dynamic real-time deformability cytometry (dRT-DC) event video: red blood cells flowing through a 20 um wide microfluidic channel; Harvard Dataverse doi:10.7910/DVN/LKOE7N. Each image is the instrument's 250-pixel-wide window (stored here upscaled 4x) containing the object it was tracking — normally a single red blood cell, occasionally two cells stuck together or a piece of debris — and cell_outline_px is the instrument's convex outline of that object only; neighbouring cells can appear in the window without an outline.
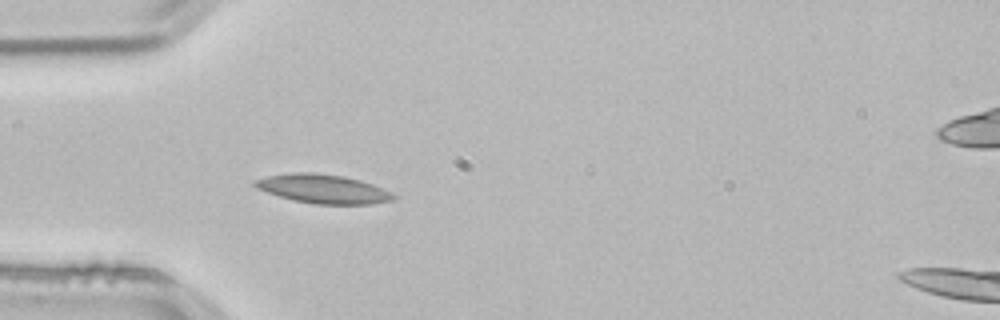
{"species": "common noctule bat (a hibernating species)", "species_latin": "Nyctalus noctula", "temperature_condition": "room temperature", "stored_images_in_passage": 34, "camera_frame_rate_fps": 3000, "um_per_image_px": 0.085, "animal": {"sex": "male", "body_mass_g": 21.5, "forearm_length_mm": 52.0}, "frame": {"image": 1, "passage_image": 1, "time_ms": 0.0, "image_size_px": [1000, 320], "cell_outline_px": [[400, 196], [392, 200], [372, 204], [312, 204], [292, 200], [256, 188], [252, 184], [252, 180], [268, 176], [292, 172], [316, 172], [344, 176], [360, 180], [372, 184], [392, 192]], "centroid_in_image_um": [27.47, 16.05], "position_along_channel_um": 57.5, "area_um2": 23.58}}
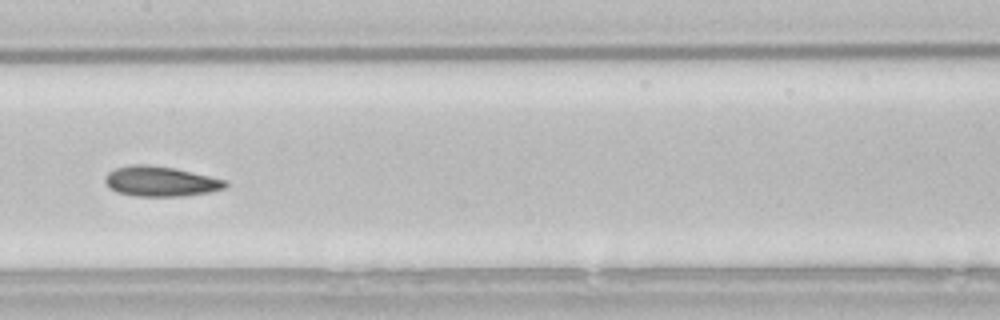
{"frame": {"image": 2, "passage_image": 12, "time_ms": 3.667, "image_size_px": [1000, 320], "cell_outline_px": [[228, 184], [224, 188], [208, 192], [184, 196], [136, 196], [116, 192], [104, 180], [104, 176], [108, 172], [116, 168], [132, 164], [148, 164], [172, 168], [192, 172], [228, 180]], "centroid_in_image_um": [13.65, 15.41], "position_along_channel_um": 193.7, "area_um2": 20.98}}
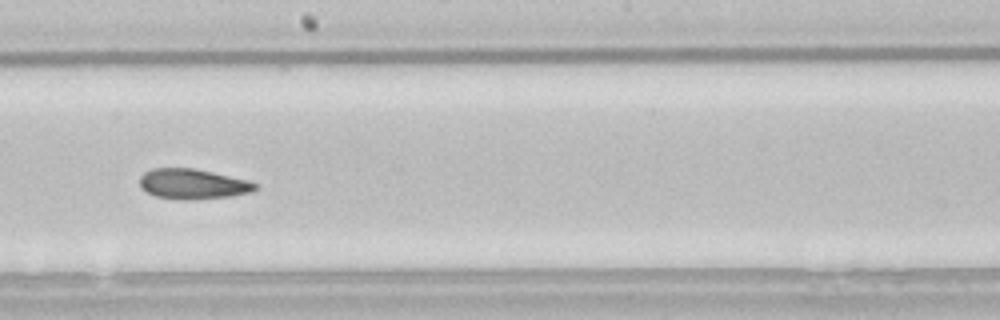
{"frame": {"image": 3, "passage_image": 15, "time_ms": 4.667, "image_size_px": [1000, 320], "cell_outline_px": [[256, 188], [248, 192], [232, 196], [184, 200], [180, 200], [156, 196], [140, 188], [140, 176], [144, 172], [152, 168], [196, 168], [244, 180], [256, 184]], "centroid_in_image_um": [16.3, 15.63], "position_along_channel_um": 231.9, "area_um2": 20.0}, "authors_computed_cell_mechanics": {"area_um2": 19.9988, "velocity_mm_per_s": 3.8212, "shape_relaxation_time_tau1_ms": 8.4514, "shape_relaxation_time_tau2_ms": 4.3323, "deformation_change_tau1": 0.1589, "deformation_change_tau2": 0.1158}}